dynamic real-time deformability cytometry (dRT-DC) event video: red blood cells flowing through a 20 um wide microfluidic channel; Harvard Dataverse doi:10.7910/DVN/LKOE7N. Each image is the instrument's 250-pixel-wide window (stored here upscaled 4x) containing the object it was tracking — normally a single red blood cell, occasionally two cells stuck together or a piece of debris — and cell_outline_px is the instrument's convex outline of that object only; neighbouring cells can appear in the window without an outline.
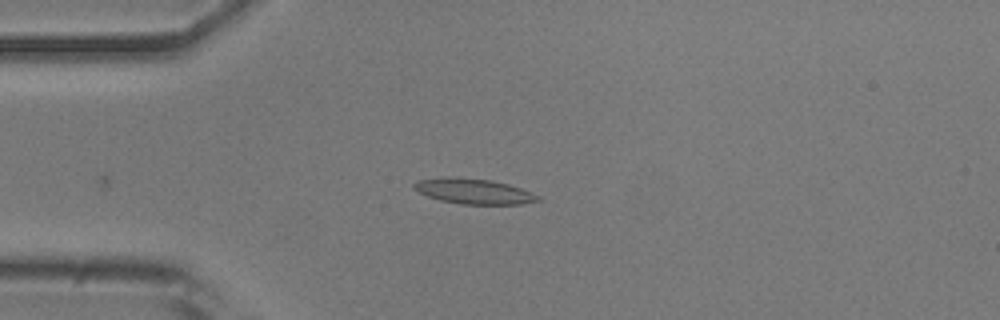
{"species": "common noctule bat (a hibernating species)", "species_latin": "Nyctalus noctula", "temperature_condition": "room temperature", "stored_images_in_passage": 8, "camera_frame_rate_fps": 3000, "um_per_image_px": 0.085, "animal": {"sex": "male", "body_mass_g": 20.5, "forearm_length_mm": 52.5}, "frame": {"image": 1, "passage_image": 2, "time_ms": 0.333, "image_size_px": [1000, 320], "cell_outline_px": [[540, 200], [520, 204], [460, 204], [440, 200], [428, 196], [412, 188], [412, 184], [420, 180], [448, 176], [492, 180], [508, 184], [532, 192], [540, 196]], "centroid_in_image_um": [40.26, 16.25], "position_along_channel_um": 44.7, "area_um2": 18.21}}
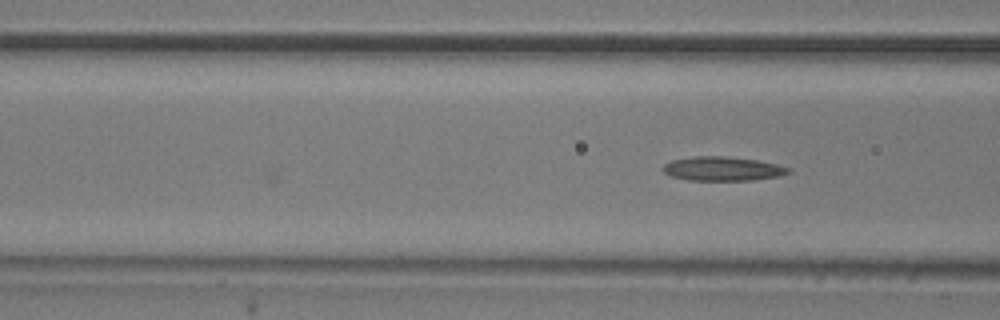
{"frame": {"image": 2, "passage_image": 8, "time_ms": 2.333, "image_size_px": [1000, 320], "cell_outline_px": [[792, 172], [780, 176], [752, 180], [688, 180], [672, 176], [664, 172], [664, 164], [672, 160], [692, 156], [724, 156], [756, 160], [776, 164], [792, 168]], "centroid_in_image_um": [61.46, 14.34], "position_along_channel_um": 105.1, "area_um2": 17.57}}